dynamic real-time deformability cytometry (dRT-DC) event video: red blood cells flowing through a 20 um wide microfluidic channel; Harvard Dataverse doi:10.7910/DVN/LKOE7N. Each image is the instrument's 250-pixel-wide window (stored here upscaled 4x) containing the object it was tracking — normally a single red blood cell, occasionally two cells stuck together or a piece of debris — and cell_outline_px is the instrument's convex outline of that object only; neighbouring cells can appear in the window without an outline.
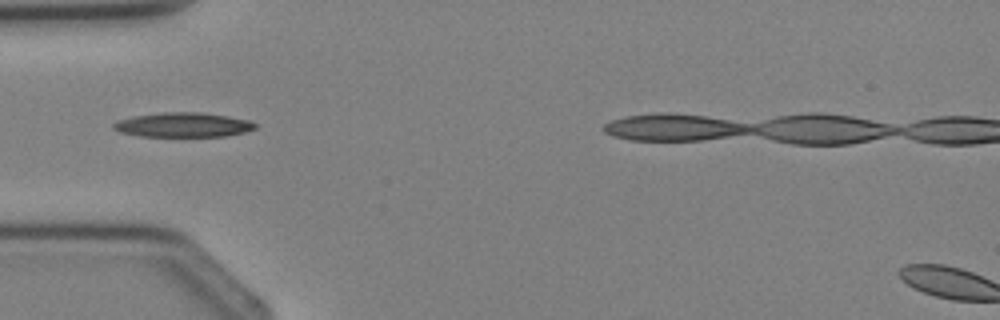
{"species": "Egyptian fruit bat (a non-hibernating species)", "species_latin": "Rousettus aegyptiacus", "temperature_condition": "cold", "stored_images_in_passage": 2, "camera_frame_rate_fps": 3000, "um_per_image_px": 0.085, "animal": {"sex": "female"}, "frame": {"image": 1, "passage_image": 2, "time_ms": 1.333, "image_size_px": [1000, 320], "cell_outline_px": [[256, 128], [244, 132], [224, 136], [140, 136], [120, 132], [112, 128], [112, 124], [116, 120], [132, 116], [164, 112], [200, 112], [248, 120], [256, 124]], "centroid_in_image_um": [15.5, 10.61], "position_along_channel_um": 69.5, "area_um2": 20.11}}